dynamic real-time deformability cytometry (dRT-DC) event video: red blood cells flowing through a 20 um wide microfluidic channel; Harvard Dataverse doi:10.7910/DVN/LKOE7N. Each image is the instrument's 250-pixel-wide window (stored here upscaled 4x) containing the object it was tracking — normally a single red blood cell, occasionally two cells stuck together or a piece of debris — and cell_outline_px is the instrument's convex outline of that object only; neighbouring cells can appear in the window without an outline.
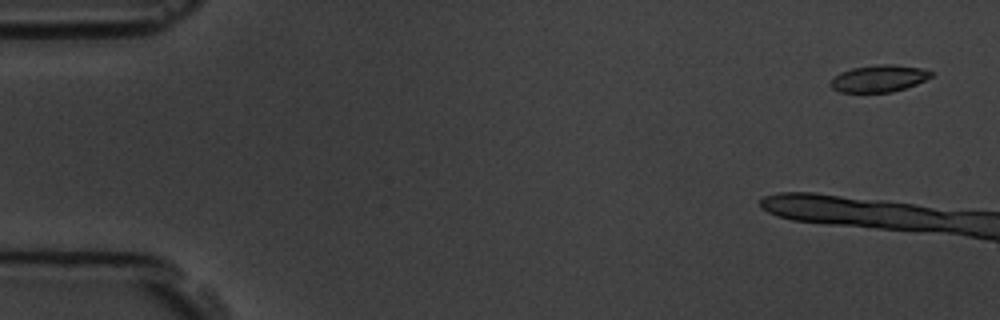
{"species": "common noctule bat (a hibernating species)", "species_latin": "Nyctalus noctula", "temperature_condition": "room temperature", "stored_images_in_passage": 4, "camera_frame_rate_fps": 3000, "um_per_image_px": 0.085, "animal": {"sex": "male", "body_mass_g": 19.5, "forearm_length_mm": 54.6}, "frame": {"image": 1, "passage_image": 1, "time_ms": 0.0, "image_size_px": [1000, 320], "cell_outline_px": [[932, 76], [916, 84], [892, 92], [840, 92], [832, 88], [828, 84], [840, 72], [852, 68], [876, 64], [888, 64], [920, 68], [932, 72]], "centroid_in_image_um": [74.67, 6.67], "position_along_channel_um": 10.3, "area_um2": 15.61}}